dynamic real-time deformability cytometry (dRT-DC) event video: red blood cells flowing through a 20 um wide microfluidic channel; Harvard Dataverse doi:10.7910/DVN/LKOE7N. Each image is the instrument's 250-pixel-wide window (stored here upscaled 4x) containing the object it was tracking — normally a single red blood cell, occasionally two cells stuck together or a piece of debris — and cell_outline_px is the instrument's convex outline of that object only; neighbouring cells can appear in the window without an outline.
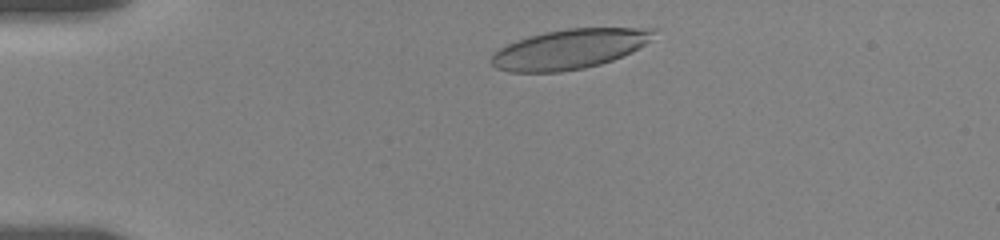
{"species": "human", "species_latin": "Homo sapiens", "temperature_condition": "room temperature", "stored_images_in_passage": 32, "camera_frame_rate_fps": 3000, "um_per_image_px": 0.085, "donor": {"sex": "female"}, "frame": {"image": 1, "passage_image": 3, "time_ms": 1.0, "image_size_px": [1000, 240], "cell_outline_px": [[656, 28], [648, 40], [644, 44], [632, 52], [612, 60], [600, 64], [584, 68], [560, 72], [508, 72], [496, 68], [492, 64], [492, 56], [500, 48], [508, 44], [528, 36], [544, 32], [568, 28]], "centroid_in_image_um": [48.38, 4.18], "position_along_channel_um": 36.6, "area_um2": 37.22}}
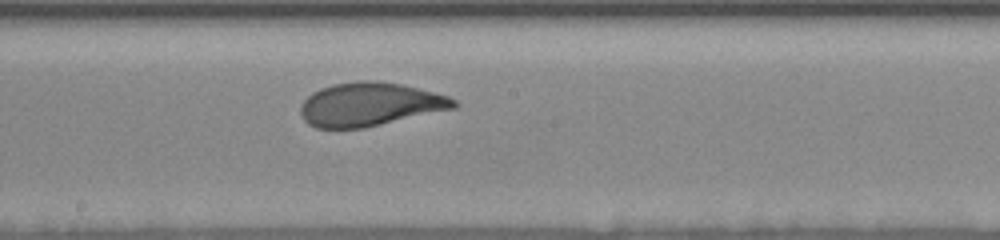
{"frame": {"image": 2, "passage_image": 18, "time_ms": 7.333, "image_size_px": [1000, 240], "cell_outline_px": [[460, 104], [456, 108], [364, 128], [316, 128], [308, 124], [304, 120], [300, 112], [300, 108], [304, 100], [312, 92], [320, 88], [332, 84], [360, 80], [376, 80], [400, 84], [448, 96], [456, 100]], "centroid_in_image_um": [31.43, 8.87], "position_along_channel_um": 216.8, "area_um2": 38.96}}
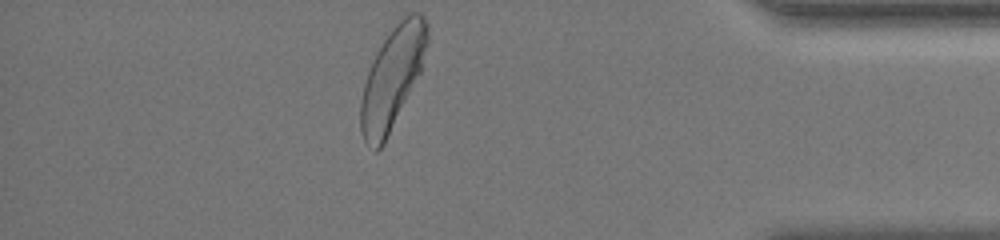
{"frame": {"image": 3, "passage_image": 32, "time_ms": 13.333, "image_size_px": [1000, 240], "cell_outline_px": [[428, 40], [420, 72], [384, 144], [376, 152], [364, 144], [360, 132], [360, 100], [364, 84], [368, 72], [384, 40], [392, 28], [404, 12], [420, 12], [424, 16], [428, 24]], "centroid_in_image_um": [33.34, 6.62], "position_along_channel_um": 401.9, "area_um2": 39.25}, "authors_computed_cell_mechanics": {"area_um2": 38.5237, "velocity_mm_per_s": 3.6044, "shape_relaxation_time_tau1_ms": 3.8118, "shape_relaxation_time_tau2_ms": null, "deformation_change_tau1": 0.1755, "deformation_change_tau2": null}}